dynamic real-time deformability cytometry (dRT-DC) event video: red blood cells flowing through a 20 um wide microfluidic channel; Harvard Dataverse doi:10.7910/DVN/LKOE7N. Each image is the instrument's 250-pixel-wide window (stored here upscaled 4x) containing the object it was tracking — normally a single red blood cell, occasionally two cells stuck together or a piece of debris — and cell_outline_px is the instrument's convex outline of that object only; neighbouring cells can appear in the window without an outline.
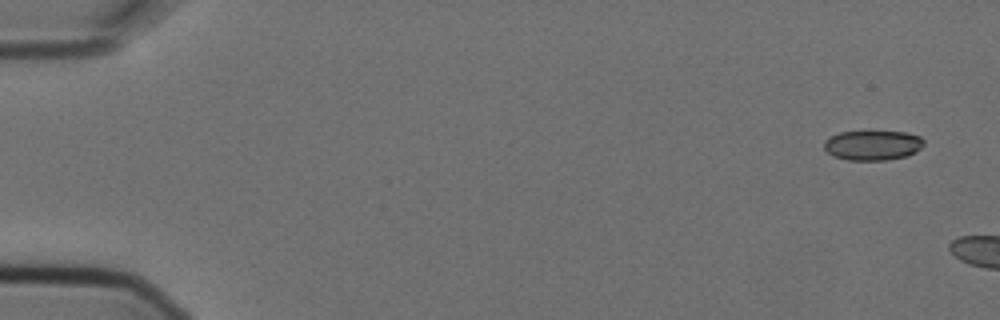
{"species": "Egyptian fruit bat (a non-hibernating species)", "species_latin": "Rousettus aegyptiacus", "temperature_condition": "cold", "stored_images_in_passage": 3, "camera_frame_rate_fps": 3000, "um_per_image_px": 0.085, "animal": {"sex": "female"}, "frame": {"image": 1, "passage_image": 1, "time_ms": 0.0, "image_size_px": [1000, 320], "cell_outline_px": [[924, 144], [916, 152], [908, 156], [884, 160], [848, 160], [832, 156], [824, 148], [824, 140], [840, 132], [868, 128], [904, 132], [920, 136], [924, 140]], "centroid_in_image_um": [74.17, 12.29], "position_along_channel_um": 10.8, "area_um2": 18.21}}